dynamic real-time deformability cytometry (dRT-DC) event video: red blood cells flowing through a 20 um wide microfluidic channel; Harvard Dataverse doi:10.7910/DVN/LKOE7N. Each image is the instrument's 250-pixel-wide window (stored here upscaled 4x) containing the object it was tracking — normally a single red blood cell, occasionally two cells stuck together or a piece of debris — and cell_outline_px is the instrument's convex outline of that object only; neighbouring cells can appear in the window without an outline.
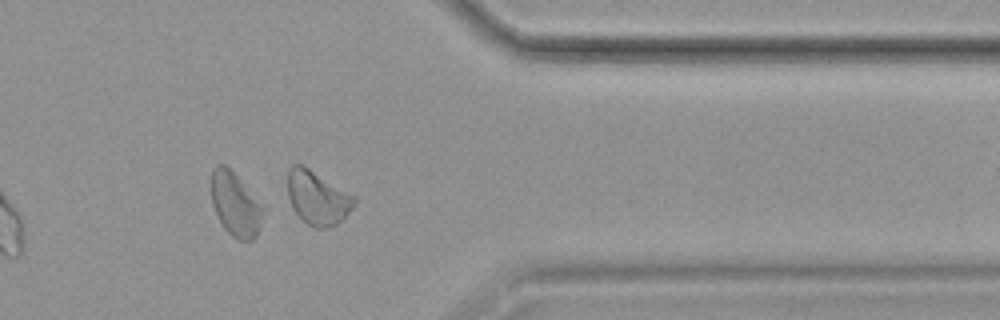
{"species": "common noctule bat (a hibernating species)", "species_latin": "Nyctalus noctula", "temperature_condition": "cold", "stored_images_in_passage": 39, "camera_frame_rate_fps": 3000, "um_per_image_px": 0.085, "animal": {"sex": "female", "body_mass_g": 19.9}, "frame": {"image": 1, "passage_image": 30, "time_ms": 9.667, "image_size_px": [1000, 320], "cell_outline_px": [[356, 204], [344, 220], [336, 224], [324, 228], [316, 228], [308, 224], [292, 208], [288, 196], [288, 168], [292, 164], [304, 164], [356, 196]], "centroid_in_image_um": [27.02, 16.78], "position_along_channel_um": 384.4, "area_um2": 21.21}}